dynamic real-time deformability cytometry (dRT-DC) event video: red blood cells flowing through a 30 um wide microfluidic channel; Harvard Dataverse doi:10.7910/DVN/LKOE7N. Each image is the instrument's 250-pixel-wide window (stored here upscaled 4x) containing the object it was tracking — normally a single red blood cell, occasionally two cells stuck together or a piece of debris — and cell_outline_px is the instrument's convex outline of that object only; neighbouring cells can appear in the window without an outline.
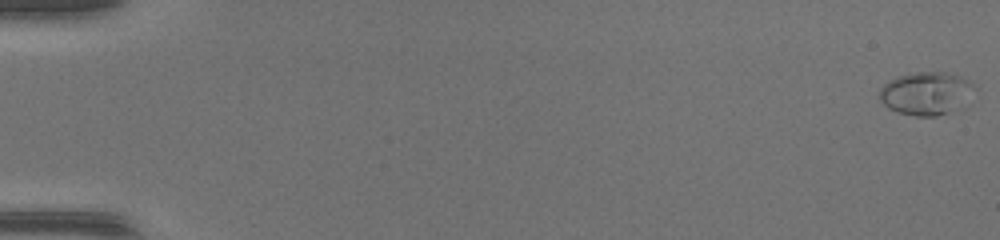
{"species": "common noctule bat (a hibernating species)", "species_latin": "Nyctalus noctula", "temperature_condition": "warm", "stored_images_in_passage": 50, "camera_frame_rate_fps": 3000, "um_per_image_px": 0.085, "animal": {"sex": "female", "body_mass_g": 17.0, "forearm_length_mm": 48.0}, "frame": {"image": 1, "passage_image": 1, "time_ms": 0.0, "image_size_px": [1000, 240], "cell_outline_px": [[976, 88], [948, 112], [936, 116], [916, 116], [896, 112], [888, 108], [876, 96], [880, 88], [888, 80], [896, 76], [916, 72], [944, 72], [968, 80]], "centroid_in_image_um": [78.57, 7.92], "position_along_channel_um": 6.4, "area_um2": 23.24}}
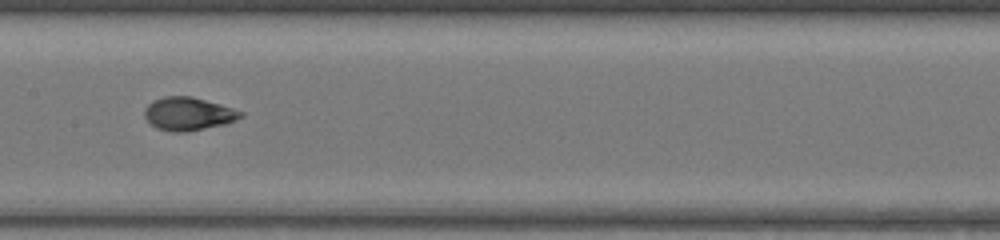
{"frame": {"image": 2, "passage_image": 27, "time_ms": 8.667, "image_size_px": [1000, 240], "cell_outline_px": [[244, 116], [236, 120], [224, 124], [184, 132], [172, 132], [156, 128], [144, 116], [144, 108], [152, 100], [164, 96], [192, 96], [220, 104], [244, 112]], "centroid_in_image_um": [15.99, 9.66], "position_along_channel_um": 191.4, "area_um2": 18.55}}
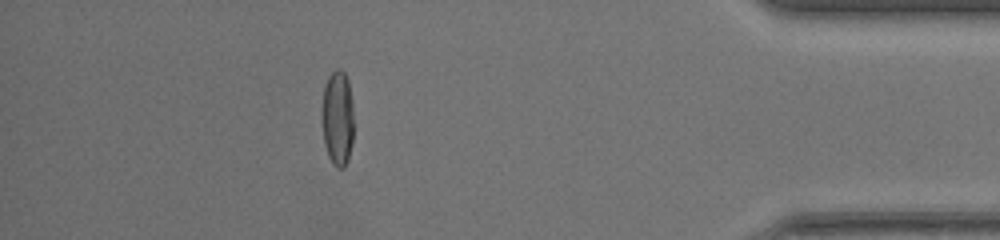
{"frame": {"image": 3, "passage_image": 45, "time_ms": 14.667, "image_size_px": [1000, 240], "cell_outline_px": [[352, 144], [348, 160], [344, 168], [336, 168], [332, 164], [328, 156], [324, 144], [320, 116], [320, 112], [324, 88], [328, 76], [336, 68], [340, 68], [344, 72], [348, 80], [352, 104]], "centroid_in_image_um": [28.66, 10.06], "position_along_channel_um": 406.5, "area_um2": 18.09}, "authors_computed_cell_mechanics": {"area_um2": 18.0914, "velocity_mm_per_s": 4.2974, "shape_relaxation_time_tau1_ms": 9.5017, "shape_relaxation_time_tau2_ms": 0.7172, "deformation_change_tau1": 0.3339, "deformation_change_tau2": 0.0504}}